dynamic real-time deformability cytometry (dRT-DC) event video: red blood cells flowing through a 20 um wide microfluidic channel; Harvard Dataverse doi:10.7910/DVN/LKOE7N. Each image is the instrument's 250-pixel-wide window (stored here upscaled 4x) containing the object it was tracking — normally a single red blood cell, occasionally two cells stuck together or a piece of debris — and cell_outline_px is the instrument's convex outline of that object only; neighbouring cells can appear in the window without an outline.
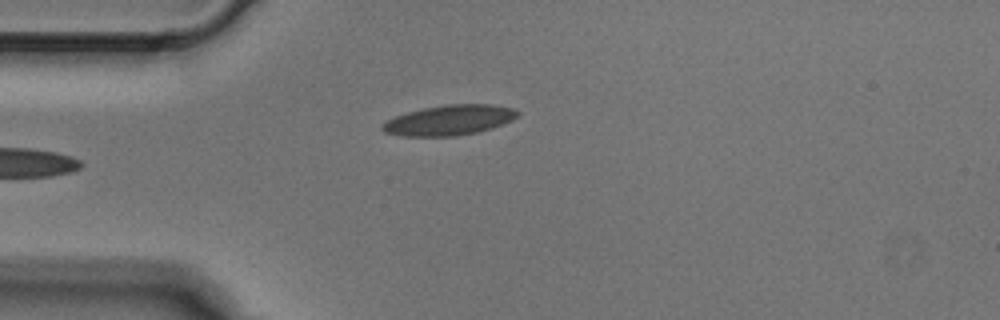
{"species": "Egyptian fruit bat (a non-hibernating species)", "species_latin": "Rousettus aegyptiacus", "temperature_condition": "cold", "stored_images_in_passage": 4, "camera_frame_rate_fps": 3000, "um_per_image_px": 0.085, "animal": {"sex": "male"}, "frame": {"image": 1, "passage_image": 4, "time_ms": 1.0, "image_size_px": [1000, 320], "cell_outline_px": [[520, 112], [512, 120], [504, 124], [492, 128], [476, 132], [452, 136], [400, 136], [384, 132], [380, 128], [380, 124], [396, 116], [408, 112], [424, 108], [448, 104], [492, 104], [512, 108]], "centroid_in_image_um": [38.17, 10.21], "position_along_channel_um": 46.8, "area_um2": 23.7}}